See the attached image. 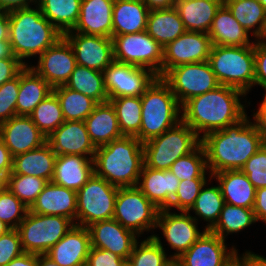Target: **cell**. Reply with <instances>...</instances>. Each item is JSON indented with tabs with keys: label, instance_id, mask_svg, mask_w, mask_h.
<instances>
[{
	"label": "cell",
	"instance_id": "obj_1",
	"mask_svg": "<svg viewBox=\"0 0 266 266\" xmlns=\"http://www.w3.org/2000/svg\"><path fill=\"white\" fill-rule=\"evenodd\" d=\"M264 143L247 115L223 130L202 137L201 145L205 151L209 177L221 171L241 170Z\"/></svg>",
	"mask_w": 266,
	"mask_h": 266
},
{
	"label": "cell",
	"instance_id": "obj_2",
	"mask_svg": "<svg viewBox=\"0 0 266 266\" xmlns=\"http://www.w3.org/2000/svg\"><path fill=\"white\" fill-rule=\"evenodd\" d=\"M246 94L234 87L220 85L204 94L189 99L182 106V121L201 139L207 134L223 130L243 119L245 105L240 97ZM203 133L200 136V133Z\"/></svg>",
	"mask_w": 266,
	"mask_h": 266
},
{
	"label": "cell",
	"instance_id": "obj_3",
	"mask_svg": "<svg viewBox=\"0 0 266 266\" xmlns=\"http://www.w3.org/2000/svg\"><path fill=\"white\" fill-rule=\"evenodd\" d=\"M34 7L8 11L9 43L13 55L24 66L25 58L41 55L55 45L63 34L42 15L40 8ZM24 60V62H23Z\"/></svg>",
	"mask_w": 266,
	"mask_h": 266
},
{
	"label": "cell",
	"instance_id": "obj_4",
	"mask_svg": "<svg viewBox=\"0 0 266 266\" xmlns=\"http://www.w3.org/2000/svg\"><path fill=\"white\" fill-rule=\"evenodd\" d=\"M94 174L112 185L137 186L144 165L143 143L135 136H122L96 149Z\"/></svg>",
	"mask_w": 266,
	"mask_h": 266
},
{
	"label": "cell",
	"instance_id": "obj_5",
	"mask_svg": "<svg viewBox=\"0 0 266 266\" xmlns=\"http://www.w3.org/2000/svg\"><path fill=\"white\" fill-rule=\"evenodd\" d=\"M141 105L142 122L140 132L135 137L142 143L163 134L182 121L179 116L182 107L161 77H157L144 91Z\"/></svg>",
	"mask_w": 266,
	"mask_h": 266
},
{
	"label": "cell",
	"instance_id": "obj_6",
	"mask_svg": "<svg viewBox=\"0 0 266 266\" xmlns=\"http://www.w3.org/2000/svg\"><path fill=\"white\" fill-rule=\"evenodd\" d=\"M208 62L221 85L237 88L246 95L255 86L254 43L212 45Z\"/></svg>",
	"mask_w": 266,
	"mask_h": 266
},
{
	"label": "cell",
	"instance_id": "obj_7",
	"mask_svg": "<svg viewBox=\"0 0 266 266\" xmlns=\"http://www.w3.org/2000/svg\"><path fill=\"white\" fill-rule=\"evenodd\" d=\"M200 143L199 136L180 121L175 127L143 143L144 165L162 171L170 169L175 161L191 153Z\"/></svg>",
	"mask_w": 266,
	"mask_h": 266
},
{
	"label": "cell",
	"instance_id": "obj_8",
	"mask_svg": "<svg viewBox=\"0 0 266 266\" xmlns=\"http://www.w3.org/2000/svg\"><path fill=\"white\" fill-rule=\"evenodd\" d=\"M75 223L63 216L35 214L28 211L17 230L24 252L44 255L58 243Z\"/></svg>",
	"mask_w": 266,
	"mask_h": 266
},
{
	"label": "cell",
	"instance_id": "obj_9",
	"mask_svg": "<svg viewBox=\"0 0 266 266\" xmlns=\"http://www.w3.org/2000/svg\"><path fill=\"white\" fill-rule=\"evenodd\" d=\"M117 192L118 187L93 174L76 192V225L88 227L99 221L113 219Z\"/></svg>",
	"mask_w": 266,
	"mask_h": 266
},
{
	"label": "cell",
	"instance_id": "obj_10",
	"mask_svg": "<svg viewBox=\"0 0 266 266\" xmlns=\"http://www.w3.org/2000/svg\"><path fill=\"white\" fill-rule=\"evenodd\" d=\"M114 61L125 63L163 76V47L146 31L117 35L112 38Z\"/></svg>",
	"mask_w": 266,
	"mask_h": 266
},
{
	"label": "cell",
	"instance_id": "obj_11",
	"mask_svg": "<svg viewBox=\"0 0 266 266\" xmlns=\"http://www.w3.org/2000/svg\"><path fill=\"white\" fill-rule=\"evenodd\" d=\"M159 211L137 186L118 188L113 219L137 236L157 228Z\"/></svg>",
	"mask_w": 266,
	"mask_h": 266
},
{
	"label": "cell",
	"instance_id": "obj_12",
	"mask_svg": "<svg viewBox=\"0 0 266 266\" xmlns=\"http://www.w3.org/2000/svg\"><path fill=\"white\" fill-rule=\"evenodd\" d=\"M161 78L169 85L181 107L189 99L221 85L208 61L179 65L169 69Z\"/></svg>",
	"mask_w": 266,
	"mask_h": 266
},
{
	"label": "cell",
	"instance_id": "obj_13",
	"mask_svg": "<svg viewBox=\"0 0 266 266\" xmlns=\"http://www.w3.org/2000/svg\"><path fill=\"white\" fill-rule=\"evenodd\" d=\"M105 88L109 98L142 96L158 77L154 72L113 61L104 71Z\"/></svg>",
	"mask_w": 266,
	"mask_h": 266
},
{
	"label": "cell",
	"instance_id": "obj_14",
	"mask_svg": "<svg viewBox=\"0 0 266 266\" xmlns=\"http://www.w3.org/2000/svg\"><path fill=\"white\" fill-rule=\"evenodd\" d=\"M211 48L207 33L186 31L164 47L163 75L179 65L208 61Z\"/></svg>",
	"mask_w": 266,
	"mask_h": 266
},
{
	"label": "cell",
	"instance_id": "obj_15",
	"mask_svg": "<svg viewBox=\"0 0 266 266\" xmlns=\"http://www.w3.org/2000/svg\"><path fill=\"white\" fill-rule=\"evenodd\" d=\"M63 37L70 43L76 64L103 72L113 61V40L111 37L87 35L68 31Z\"/></svg>",
	"mask_w": 266,
	"mask_h": 266
},
{
	"label": "cell",
	"instance_id": "obj_16",
	"mask_svg": "<svg viewBox=\"0 0 266 266\" xmlns=\"http://www.w3.org/2000/svg\"><path fill=\"white\" fill-rule=\"evenodd\" d=\"M198 219L188 212L172 213L168 209L159 211L156 227L160 228L168 245L176 252L170 257H179L187 251L204 233L197 228Z\"/></svg>",
	"mask_w": 266,
	"mask_h": 266
},
{
	"label": "cell",
	"instance_id": "obj_17",
	"mask_svg": "<svg viewBox=\"0 0 266 266\" xmlns=\"http://www.w3.org/2000/svg\"><path fill=\"white\" fill-rule=\"evenodd\" d=\"M76 65L74 51L70 43L62 37L39 56L37 66L29 67L55 88L67 83Z\"/></svg>",
	"mask_w": 266,
	"mask_h": 266
},
{
	"label": "cell",
	"instance_id": "obj_18",
	"mask_svg": "<svg viewBox=\"0 0 266 266\" xmlns=\"http://www.w3.org/2000/svg\"><path fill=\"white\" fill-rule=\"evenodd\" d=\"M225 240L206 231L187 251L178 258L182 266H227L236 258L233 246L227 249Z\"/></svg>",
	"mask_w": 266,
	"mask_h": 266
},
{
	"label": "cell",
	"instance_id": "obj_19",
	"mask_svg": "<svg viewBox=\"0 0 266 266\" xmlns=\"http://www.w3.org/2000/svg\"><path fill=\"white\" fill-rule=\"evenodd\" d=\"M91 247L105 249L128 259L138 241L133 231L123 227L117 220H103L88 226Z\"/></svg>",
	"mask_w": 266,
	"mask_h": 266
},
{
	"label": "cell",
	"instance_id": "obj_20",
	"mask_svg": "<svg viewBox=\"0 0 266 266\" xmlns=\"http://www.w3.org/2000/svg\"><path fill=\"white\" fill-rule=\"evenodd\" d=\"M0 138L12 156L36 149L47 142L29 116H14L0 124Z\"/></svg>",
	"mask_w": 266,
	"mask_h": 266
},
{
	"label": "cell",
	"instance_id": "obj_21",
	"mask_svg": "<svg viewBox=\"0 0 266 266\" xmlns=\"http://www.w3.org/2000/svg\"><path fill=\"white\" fill-rule=\"evenodd\" d=\"M47 142L57 156L81 155L93 158L97 149L90 139L84 121H64L47 138Z\"/></svg>",
	"mask_w": 266,
	"mask_h": 266
},
{
	"label": "cell",
	"instance_id": "obj_22",
	"mask_svg": "<svg viewBox=\"0 0 266 266\" xmlns=\"http://www.w3.org/2000/svg\"><path fill=\"white\" fill-rule=\"evenodd\" d=\"M90 248L88 228L75 225L45 255L60 266H85Z\"/></svg>",
	"mask_w": 266,
	"mask_h": 266
},
{
	"label": "cell",
	"instance_id": "obj_23",
	"mask_svg": "<svg viewBox=\"0 0 266 266\" xmlns=\"http://www.w3.org/2000/svg\"><path fill=\"white\" fill-rule=\"evenodd\" d=\"M179 179L169 170L143 165L137 187L159 209H168L179 187Z\"/></svg>",
	"mask_w": 266,
	"mask_h": 266
},
{
	"label": "cell",
	"instance_id": "obj_24",
	"mask_svg": "<svg viewBox=\"0 0 266 266\" xmlns=\"http://www.w3.org/2000/svg\"><path fill=\"white\" fill-rule=\"evenodd\" d=\"M29 211L35 214L63 216L71 219L76 225V191L50 181L38 195Z\"/></svg>",
	"mask_w": 266,
	"mask_h": 266
},
{
	"label": "cell",
	"instance_id": "obj_25",
	"mask_svg": "<svg viewBox=\"0 0 266 266\" xmlns=\"http://www.w3.org/2000/svg\"><path fill=\"white\" fill-rule=\"evenodd\" d=\"M114 0H82L73 32L112 38Z\"/></svg>",
	"mask_w": 266,
	"mask_h": 266
},
{
	"label": "cell",
	"instance_id": "obj_26",
	"mask_svg": "<svg viewBox=\"0 0 266 266\" xmlns=\"http://www.w3.org/2000/svg\"><path fill=\"white\" fill-rule=\"evenodd\" d=\"M93 174V158L81 155H58L52 182L77 192Z\"/></svg>",
	"mask_w": 266,
	"mask_h": 266
},
{
	"label": "cell",
	"instance_id": "obj_27",
	"mask_svg": "<svg viewBox=\"0 0 266 266\" xmlns=\"http://www.w3.org/2000/svg\"><path fill=\"white\" fill-rule=\"evenodd\" d=\"M220 186L226 204L253 209L256 188L241 170H228L212 174Z\"/></svg>",
	"mask_w": 266,
	"mask_h": 266
},
{
	"label": "cell",
	"instance_id": "obj_28",
	"mask_svg": "<svg viewBox=\"0 0 266 266\" xmlns=\"http://www.w3.org/2000/svg\"><path fill=\"white\" fill-rule=\"evenodd\" d=\"M84 123L96 148L123 136L118 126L115 108L110 101L98 103Z\"/></svg>",
	"mask_w": 266,
	"mask_h": 266
},
{
	"label": "cell",
	"instance_id": "obj_29",
	"mask_svg": "<svg viewBox=\"0 0 266 266\" xmlns=\"http://www.w3.org/2000/svg\"><path fill=\"white\" fill-rule=\"evenodd\" d=\"M57 155L48 142L13 157L12 172L10 174H22L43 178L52 181Z\"/></svg>",
	"mask_w": 266,
	"mask_h": 266
},
{
	"label": "cell",
	"instance_id": "obj_30",
	"mask_svg": "<svg viewBox=\"0 0 266 266\" xmlns=\"http://www.w3.org/2000/svg\"><path fill=\"white\" fill-rule=\"evenodd\" d=\"M149 11L142 0H114L112 38L146 31Z\"/></svg>",
	"mask_w": 266,
	"mask_h": 266
},
{
	"label": "cell",
	"instance_id": "obj_31",
	"mask_svg": "<svg viewBox=\"0 0 266 266\" xmlns=\"http://www.w3.org/2000/svg\"><path fill=\"white\" fill-rule=\"evenodd\" d=\"M53 91V88L31 67L20 71L19 95L16 102V115L29 116L32 111Z\"/></svg>",
	"mask_w": 266,
	"mask_h": 266
},
{
	"label": "cell",
	"instance_id": "obj_32",
	"mask_svg": "<svg viewBox=\"0 0 266 266\" xmlns=\"http://www.w3.org/2000/svg\"><path fill=\"white\" fill-rule=\"evenodd\" d=\"M208 35L212 45L247 46L254 43L224 4L216 11Z\"/></svg>",
	"mask_w": 266,
	"mask_h": 266
},
{
	"label": "cell",
	"instance_id": "obj_33",
	"mask_svg": "<svg viewBox=\"0 0 266 266\" xmlns=\"http://www.w3.org/2000/svg\"><path fill=\"white\" fill-rule=\"evenodd\" d=\"M223 0H177L175 8L187 31L207 33Z\"/></svg>",
	"mask_w": 266,
	"mask_h": 266
},
{
	"label": "cell",
	"instance_id": "obj_34",
	"mask_svg": "<svg viewBox=\"0 0 266 266\" xmlns=\"http://www.w3.org/2000/svg\"><path fill=\"white\" fill-rule=\"evenodd\" d=\"M186 31L175 7L149 11L146 32L163 48Z\"/></svg>",
	"mask_w": 266,
	"mask_h": 266
},
{
	"label": "cell",
	"instance_id": "obj_35",
	"mask_svg": "<svg viewBox=\"0 0 266 266\" xmlns=\"http://www.w3.org/2000/svg\"><path fill=\"white\" fill-rule=\"evenodd\" d=\"M223 4L248 33H253L256 40L264 39L266 10L258 0H223Z\"/></svg>",
	"mask_w": 266,
	"mask_h": 266
},
{
	"label": "cell",
	"instance_id": "obj_36",
	"mask_svg": "<svg viewBox=\"0 0 266 266\" xmlns=\"http://www.w3.org/2000/svg\"><path fill=\"white\" fill-rule=\"evenodd\" d=\"M82 0H37V6L62 34L71 31L76 26Z\"/></svg>",
	"mask_w": 266,
	"mask_h": 266
},
{
	"label": "cell",
	"instance_id": "obj_37",
	"mask_svg": "<svg viewBox=\"0 0 266 266\" xmlns=\"http://www.w3.org/2000/svg\"><path fill=\"white\" fill-rule=\"evenodd\" d=\"M65 86L90 97L97 103L109 101L103 72L76 65Z\"/></svg>",
	"mask_w": 266,
	"mask_h": 266
},
{
	"label": "cell",
	"instance_id": "obj_38",
	"mask_svg": "<svg viewBox=\"0 0 266 266\" xmlns=\"http://www.w3.org/2000/svg\"><path fill=\"white\" fill-rule=\"evenodd\" d=\"M52 92L59 100L65 121H84L98 104L90 97L65 85L53 88Z\"/></svg>",
	"mask_w": 266,
	"mask_h": 266
},
{
	"label": "cell",
	"instance_id": "obj_39",
	"mask_svg": "<svg viewBox=\"0 0 266 266\" xmlns=\"http://www.w3.org/2000/svg\"><path fill=\"white\" fill-rule=\"evenodd\" d=\"M116 111L118 126L124 136H136L142 122V105L140 96H123L109 98Z\"/></svg>",
	"mask_w": 266,
	"mask_h": 266
},
{
	"label": "cell",
	"instance_id": "obj_40",
	"mask_svg": "<svg viewBox=\"0 0 266 266\" xmlns=\"http://www.w3.org/2000/svg\"><path fill=\"white\" fill-rule=\"evenodd\" d=\"M257 222L253 209L224 204L219 219L210 230L225 240L229 233L242 231Z\"/></svg>",
	"mask_w": 266,
	"mask_h": 266
},
{
	"label": "cell",
	"instance_id": "obj_41",
	"mask_svg": "<svg viewBox=\"0 0 266 266\" xmlns=\"http://www.w3.org/2000/svg\"><path fill=\"white\" fill-rule=\"evenodd\" d=\"M206 184L207 182L203 185L193 206L187 212L190 213V210H193L195 215L199 216L198 218L207 221L205 230L210 231L217 223L225 201L219 185L206 188Z\"/></svg>",
	"mask_w": 266,
	"mask_h": 266
},
{
	"label": "cell",
	"instance_id": "obj_42",
	"mask_svg": "<svg viewBox=\"0 0 266 266\" xmlns=\"http://www.w3.org/2000/svg\"><path fill=\"white\" fill-rule=\"evenodd\" d=\"M29 117L46 138L65 121L59 100L53 92L32 111Z\"/></svg>",
	"mask_w": 266,
	"mask_h": 266
},
{
	"label": "cell",
	"instance_id": "obj_43",
	"mask_svg": "<svg viewBox=\"0 0 266 266\" xmlns=\"http://www.w3.org/2000/svg\"><path fill=\"white\" fill-rule=\"evenodd\" d=\"M168 258L160 237L153 234L135 243L127 266H162Z\"/></svg>",
	"mask_w": 266,
	"mask_h": 266
},
{
	"label": "cell",
	"instance_id": "obj_44",
	"mask_svg": "<svg viewBox=\"0 0 266 266\" xmlns=\"http://www.w3.org/2000/svg\"><path fill=\"white\" fill-rule=\"evenodd\" d=\"M169 170L179 179V181L206 178V155L201 143L191 153H188L175 161Z\"/></svg>",
	"mask_w": 266,
	"mask_h": 266
},
{
	"label": "cell",
	"instance_id": "obj_45",
	"mask_svg": "<svg viewBox=\"0 0 266 266\" xmlns=\"http://www.w3.org/2000/svg\"><path fill=\"white\" fill-rule=\"evenodd\" d=\"M47 183V180L35 176L22 174H9L7 176V189L29 209Z\"/></svg>",
	"mask_w": 266,
	"mask_h": 266
},
{
	"label": "cell",
	"instance_id": "obj_46",
	"mask_svg": "<svg viewBox=\"0 0 266 266\" xmlns=\"http://www.w3.org/2000/svg\"><path fill=\"white\" fill-rule=\"evenodd\" d=\"M27 208L9 189L0 192V220L11 229H17L24 220Z\"/></svg>",
	"mask_w": 266,
	"mask_h": 266
},
{
	"label": "cell",
	"instance_id": "obj_47",
	"mask_svg": "<svg viewBox=\"0 0 266 266\" xmlns=\"http://www.w3.org/2000/svg\"><path fill=\"white\" fill-rule=\"evenodd\" d=\"M207 178H196L195 180H182L176 191L175 196L172 198L168 210L177 208L180 212H187L194 204L196 198L203 185L207 182Z\"/></svg>",
	"mask_w": 266,
	"mask_h": 266
},
{
	"label": "cell",
	"instance_id": "obj_48",
	"mask_svg": "<svg viewBox=\"0 0 266 266\" xmlns=\"http://www.w3.org/2000/svg\"><path fill=\"white\" fill-rule=\"evenodd\" d=\"M20 72L12 80L0 85V124L16 115V102L19 95Z\"/></svg>",
	"mask_w": 266,
	"mask_h": 266
},
{
	"label": "cell",
	"instance_id": "obj_49",
	"mask_svg": "<svg viewBox=\"0 0 266 266\" xmlns=\"http://www.w3.org/2000/svg\"><path fill=\"white\" fill-rule=\"evenodd\" d=\"M241 171L256 189L266 187V143L251 156Z\"/></svg>",
	"mask_w": 266,
	"mask_h": 266
},
{
	"label": "cell",
	"instance_id": "obj_50",
	"mask_svg": "<svg viewBox=\"0 0 266 266\" xmlns=\"http://www.w3.org/2000/svg\"><path fill=\"white\" fill-rule=\"evenodd\" d=\"M20 235L17 229H11L0 236V266H6L10 261L22 255Z\"/></svg>",
	"mask_w": 266,
	"mask_h": 266
},
{
	"label": "cell",
	"instance_id": "obj_51",
	"mask_svg": "<svg viewBox=\"0 0 266 266\" xmlns=\"http://www.w3.org/2000/svg\"><path fill=\"white\" fill-rule=\"evenodd\" d=\"M85 266H127V260L111 251L91 247Z\"/></svg>",
	"mask_w": 266,
	"mask_h": 266
},
{
	"label": "cell",
	"instance_id": "obj_52",
	"mask_svg": "<svg viewBox=\"0 0 266 266\" xmlns=\"http://www.w3.org/2000/svg\"><path fill=\"white\" fill-rule=\"evenodd\" d=\"M256 41L254 42L255 85L261 86L266 93V42Z\"/></svg>",
	"mask_w": 266,
	"mask_h": 266
},
{
	"label": "cell",
	"instance_id": "obj_53",
	"mask_svg": "<svg viewBox=\"0 0 266 266\" xmlns=\"http://www.w3.org/2000/svg\"><path fill=\"white\" fill-rule=\"evenodd\" d=\"M24 67L17 58L0 59V85L15 78Z\"/></svg>",
	"mask_w": 266,
	"mask_h": 266
},
{
	"label": "cell",
	"instance_id": "obj_54",
	"mask_svg": "<svg viewBox=\"0 0 266 266\" xmlns=\"http://www.w3.org/2000/svg\"><path fill=\"white\" fill-rule=\"evenodd\" d=\"M253 211L257 221L266 223V187L256 189Z\"/></svg>",
	"mask_w": 266,
	"mask_h": 266
},
{
	"label": "cell",
	"instance_id": "obj_55",
	"mask_svg": "<svg viewBox=\"0 0 266 266\" xmlns=\"http://www.w3.org/2000/svg\"><path fill=\"white\" fill-rule=\"evenodd\" d=\"M13 156L5 146L4 141L0 138V171L7 176L12 172Z\"/></svg>",
	"mask_w": 266,
	"mask_h": 266
},
{
	"label": "cell",
	"instance_id": "obj_56",
	"mask_svg": "<svg viewBox=\"0 0 266 266\" xmlns=\"http://www.w3.org/2000/svg\"><path fill=\"white\" fill-rule=\"evenodd\" d=\"M236 258L243 264V266H266V257L254 254V252L246 251L242 257L236 254Z\"/></svg>",
	"mask_w": 266,
	"mask_h": 266
},
{
	"label": "cell",
	"instance_id": "obj_57",
	"mask_svg": "<svg viewBox=\"0 0 266 266\" xmlns=\"http://www.w3.org/2000/svg\"><path fill=\"white\" fill-rule=\"evenodd\" d=\"M253 120L258 133L266 143V106L263 103L260 104L258 111L254 113Z\"/></svg>",
	"mask_w": 266,
	"mask_h": 266
},
{
	"label": "cell",
	"instance_id": "obj_58",
	"mask_svg": "<svg viewBox=\"0 0 266 266\" xmlns=\"http://www.w3.org/2000/svg\"><path fill=\"white\" fill-rule=\"evenodd\" d=\"M30 3L36 5L37 0H0V11L8 12L14 9L28 8L31 7Z\"/></svg>",
	"mask_w": 266,
	"mask_h": 266
},
{
	"label": "cell",
	"instance_id": "obj_59",
	"mask_svg": "<svg viewBox=\"0 0 266 266\" xmlns=\"http://www.w3.org/2000/svg\"><path fill=\"white\" fill-rule=\"evenodd\" d=\"M38 255L24 252L22 255L14 258L6 266H36Z\"/></svg>",
	"mask_w": 266,
	"mask_h": 266
},
{
	"label": "cell",
	"instance_id": "obj_60",
	"mask_svg": "<svg viewBox=\"0 0 266 266\" xmlns=\"http://www.w3.org/2000/svg\"><path fill=\"white\" fill-rule=\"evenodd\" d=\"M149 10L169 9L176 5L177 0H142Z\"/></svg>",
	"mask_w": 266,
	"mask_h": 266
},
{
	"label": "cell",
	"instance_id": "obj_61",
	"mask_svg": "<svg viewBox=\"0 0 266 266\" xmlns=\"http://www.w3.org/2000/svg\"><path fill=\"white\" fill-rule=\"evenodd\" d=\"M9 18L7 11H0V42H9Z\"/></svg>",
	"mask_w": 266,
	"mask_h": 266
},
{
	"label": "cell",
	"instance_id": "obj_62",
	"mask_svg": "<svg viewBox=\"0 0 266 266\" xmlns=\"http://www.w3.org/2000/svg\"><path fill=\"white\" fill-rule=\"evenodd\" d=\"M3 58H16L9 42H0V59Z\"/></svg>",
	"mask_w": 266,
	"mask_h": 266
},
{
	"label": "cell",
	"instance_id": "obj_63",
	"mask_svg": "<svg viewBox=\"0 0 266 266\" xmlns=\"http://www.w3.org/2000/svg\"><path fill=\"white\" fill-rule=\"evenodd\" d=\"M36 266H60L58 263H55L47 255H38Z\"/></svg>",
	"mask_w": 266,
	"mask_h": 266
},
{
	"label": "cell",
	"instance_id": "obj_64",
	"mask_svg": "<svg viewBox=\"0 0 266 266\" xmlns=\"http://www.w3.org/2000/svg\"><path fill=\"white\" fill-rule=\"evenodd\" d=\"M162 266H182V263L178 257L169 256Z\"/></svg>",
	"mask_w": 266,
	"mask_h": 266
},
{
	"label": "cell",
	"instance_id": "obj_65",
	"mask_svg": "<svg viewBox=\"0 0 266 266\" xmlns=\"http://www.w3.org/2000/svg\"><path fill=\"white\" fill-rule=\"evenodd\" d=\"M7 188V175L0 171V192Z\"/></svg>",
	"mask_w": 266,
	"mask_h": 266
},
{
	"label": "cell",
	"instance_id": "obj_66",
	"mask_svg": "<svg viewBox=\"0 0 266 266\" xmlns=\"http://www.w3.org/2000/svg\"><path fill=\"white\" fill-rule=\"evenodd\" d=\"M9 230H11V228L0 220V236L6 234Z\"/></svg>",
	"mask_w": 266,
	"mask_h": 266
},
{
	"label": "cell",
	"instance_id": "obj_67",
	"mask_svg": "<svg viewBox=\"0 0 266 266\" xmlns=\"http://www.w3.org/2000/svg\"><path fill=\"white\" fill-rule=\"evenodd\" d=\"M227 266H243V264L235 258L232 262H230Z\"/></svg>",
	"mask_w": 266,
	"mask_h": 266
},
{
	"label": "cell",
	"instance_id": "obj_68",
	"mask_svg": "<svg viewBox=\"0 0 266 266\" xmlns=\"http://www.w3.org/2000/svg\"><path fill=\"white\" fill-rule=\"evenodd\" d=\"M258 1L264 6V8L266 10V0H258Z\"/></svg>",
	"mask_w": 266,
	"mask_h": 266
},
{
	"label": "cell",
	"instance_id": "obj_69",
	"mask_svg": "<svg viewBox=\"0 0 266 266\" xmlns=\"http://www.w3.org/2000/svg\"><path fill=\"white\" fill-rule=\"evenodd\" d=\"M262 103L266 106V93L264 94V98H263Z\"/></svg>",
	"mask_w": 266,
	"mask_h": 266
}]
</instances>
